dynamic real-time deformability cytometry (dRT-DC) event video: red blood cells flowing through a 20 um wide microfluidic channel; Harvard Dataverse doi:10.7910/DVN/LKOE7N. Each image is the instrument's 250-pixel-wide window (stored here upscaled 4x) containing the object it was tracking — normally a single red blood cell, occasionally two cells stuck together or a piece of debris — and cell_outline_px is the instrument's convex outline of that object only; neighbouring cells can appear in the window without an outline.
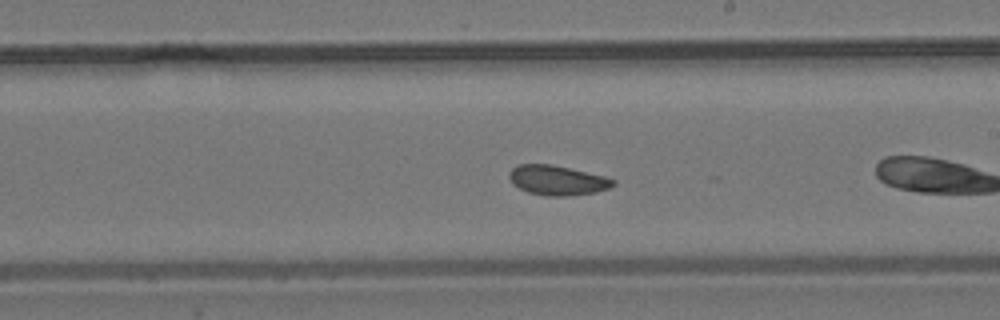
{"species": "common noctule bat (a hibernating species)", "species_latin": "Nyctalus noctula", "temperature_condition": "room temperature", "stored_images_in_passage": 35, "camera_frame_rate_fps": 3000, "um_per_image_px": 0.085, "animal": {"sex": "male", "body_mass_g": 19.2, "forearm_length_mm": 51.8}, "frame": {"image": 1, "passage_image": 16, "time_ms": 5.0, "image_size_px": [1000, 320], "cell_outline_px": [[616, 184], [608, 188], [596, 192], [564, 196], [544, 196], [528, 192], [512, 184], [508, 176], [508, 172], [512, 168], [520, 164], [552, 164], [604, 176], [616, 180]], "centroid_in_image_um": [47.35, 15.32], "position_along_channel_um": 241.7, "area_um2": 18.03}, "authors_computed_cell_mechanics": {"area_um2": 17.9758, "velocity_mm_per_s": 3.6619, "shape_relaxation_time_tau1_ms": 3.7279, "shape_relaxation_time_tau2_ms": 7.9942, "deformation_change_tau1": 0.0507, "deformation_change_tau2": 0.0857}}